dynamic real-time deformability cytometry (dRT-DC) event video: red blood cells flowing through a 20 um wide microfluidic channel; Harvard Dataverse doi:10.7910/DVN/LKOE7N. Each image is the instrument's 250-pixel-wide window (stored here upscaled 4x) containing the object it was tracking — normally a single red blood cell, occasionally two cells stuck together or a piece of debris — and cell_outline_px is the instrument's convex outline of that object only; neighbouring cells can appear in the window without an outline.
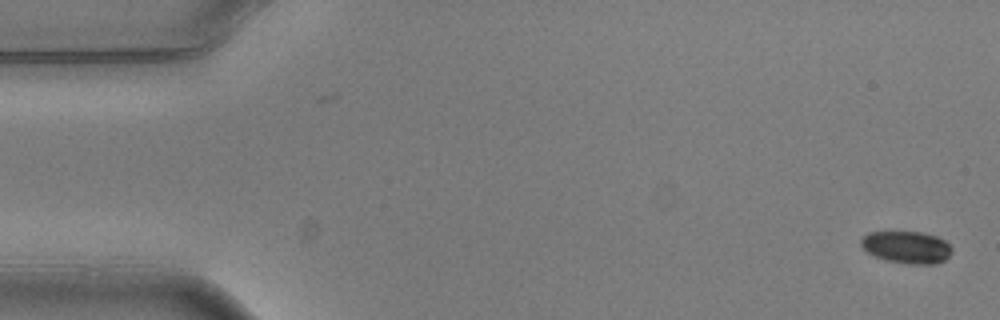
{"species": "common noctule bat (a hibernating species)", "species_latin": "Nyctalus noctula", "temperature_condition": "warm", "stored_images_in_passage": 4, "camera_frame_rate_fps": 3000, "um_per_image_px": 0.085, "animal": {"sex": "male", "body_mass_g": 20.5, "forearm_length_mm": 52.5}, "frame": {"image": 1, "passage_image": 1, "time_ms": 0.0, "image_size_px": [1000, 320], "cell_outline_px": [[952, 252], [944, 260], [936, 264], [912, 264], [888, 260], [876, 256], [868, 252], [860, 244], [860, 240], [868, 232], [924, 232], [936, 236], [944, 240], [952, 248]], "centroid_in_image_um": [77.09, 21.0], "position_along_channel_um": 7.9, "area_um2": 16.88}}
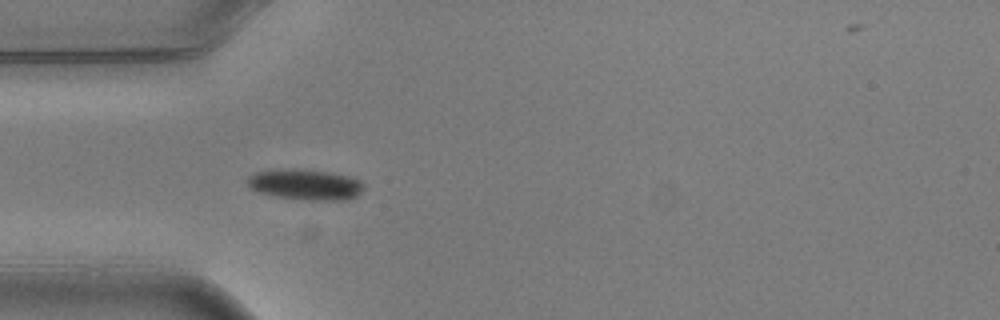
{"frame": {"image": 2, "passage_image": 4, "time_ms": 1.0, "image_size_px": [1000, 320], "cell_outline_px": [[364, 188], [356, 196], [344, 200], [312, 200], [276, 196], [260, 192], [252, 188], [248, 184], [248, 176], [256, 172], [276, 168], [300, 168], [332, 172], [348, 176], [360, 180], [364, 184]], "centroid_in_image_um": [25.97, 15.65], "position_along_channel_um": 59.0, "area_um2": 20.92}}